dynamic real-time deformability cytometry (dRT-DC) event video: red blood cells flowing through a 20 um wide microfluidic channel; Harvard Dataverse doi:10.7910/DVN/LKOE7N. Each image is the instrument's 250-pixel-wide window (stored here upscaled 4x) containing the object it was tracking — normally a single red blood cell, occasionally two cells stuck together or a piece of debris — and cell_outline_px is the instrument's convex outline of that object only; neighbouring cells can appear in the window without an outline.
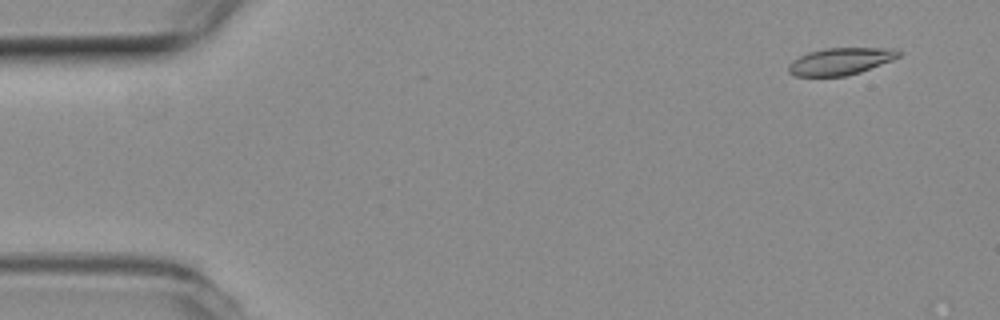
{"species": "common noctule bat (a hibernating species)", "species_latin": "Nyctalus noctula", "temperature_condition": "room temperature", "stored_images_in_passage": 52, "camera_frame_rate_fps": 3000, "um_per_image_px": 0.085, "animal": {"sex": "female", "body_mass_g": 19.3, "forearm_length_mm": 54.1}, "frame": {"image": 1, "passage_image": 2, "time_ms": 0.333, "image_size_px": [1000, 320], "cell_outline_px": [[900, 56], [892, 60], [860, 72], [844, 76], [796, 76], [788, 72], [788, 64], [792, 60], [808, 52], [824, 48], [892, 48], [900, 52]], "centroid_in_image_um": [71.41, 5.21], "position_along_channel_um": 13.6, "area_um2": 17.28}}
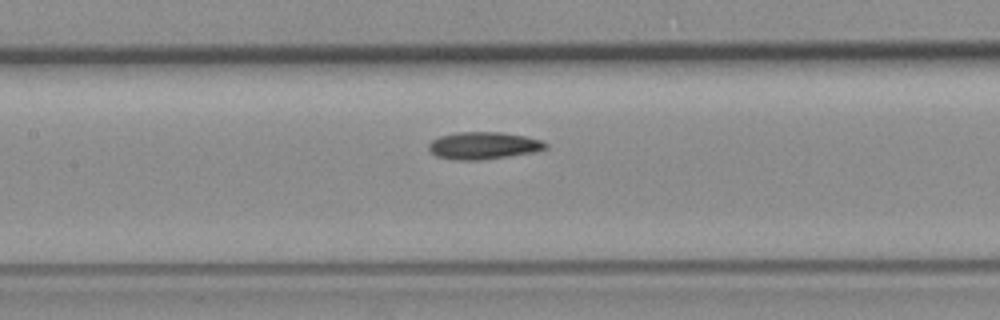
{"frame": {"image": 2, "passage_image": 23, "time_ms": 7.333, "image_size_px": [1000, 320], "cell_outline_px": [[548, 148], [536, 152], [480, 160], [456, 160], [436, 156], [428, 148], [428, 144], [432, 140], [440, 136], [456, 132], [500, 132], [524, 136], [540, 140], [548, 144]], "centroid_in_image_um": [41.1, 12.37], "position_along_channel_um": 166.3, "area_um2": 18.55}}
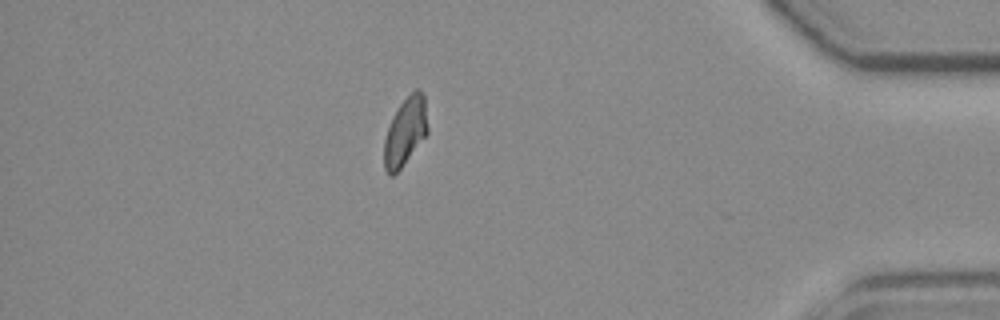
{"frame": {"image": 3, "passage_image": 45, "time_ms": 14.667, "image_size_px": [1000, 320], "cell_outline_px": [[428, 132], [400, 168], [392, 176], [388, 176], [384, 168], [384, 140], [392, 116], [400, 104], [416, 88], [420, 88], [424, 96], [428, 128]], "centroid_in_image_um": [34.44, 11.17], "position_along_channel_um": 400.8, "area_um2": 17.05}, "authors_computed_cell_mechanics": {"area_um2": 17.6868, "velocity_mm_per_s": 3.8134, "shape_relaxation_time_tau1_ms": 7.9375, "shape_relaxation_time_tau2_ms": 6.4866, "deformation_change_tau1": 0.164, "deformation_change_tau2": 0.1105}}